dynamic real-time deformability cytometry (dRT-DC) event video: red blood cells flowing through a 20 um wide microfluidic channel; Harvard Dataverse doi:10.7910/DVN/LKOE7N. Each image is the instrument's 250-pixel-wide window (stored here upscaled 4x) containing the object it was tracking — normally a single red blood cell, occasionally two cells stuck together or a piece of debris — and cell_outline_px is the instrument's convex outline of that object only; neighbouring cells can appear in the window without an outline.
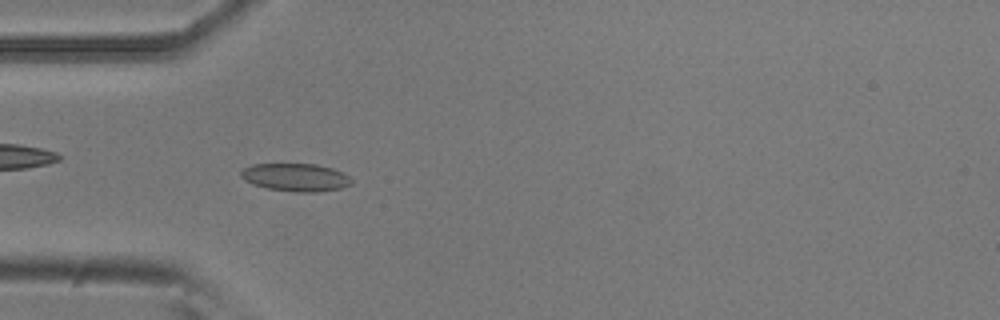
{"species": "common noctule bat (a hibernating species)", "species_latin": "Nyctalus noctula", "temperature_condition": "room temperature", "stored_images_in_passage": 52, "camera_frame_rate_fps": 3000, "um_per_image_px": 0.085, "animal": {"sex": "male", "body_mass_g": 20.5, "forearm_length_mm": 52.5}, "frame": {"image": 1, "passage_image": 15, "time_ms": 4.667, "image_size_px": [1000, 320], "cell_outline_px": [[352, 184], [340, 188], [316, 192], [292, 192], [268, 188], [252, 184], [244, 180], [240, 176], [240, 172], [244, 168], [252, 164], [316, 164], [332, 168], [344, 172], [352, 180]], "centroid_in_image_um": [25.13, 15.07], "position_along_channel_um": 59.9, "area_um2": 18.03}}
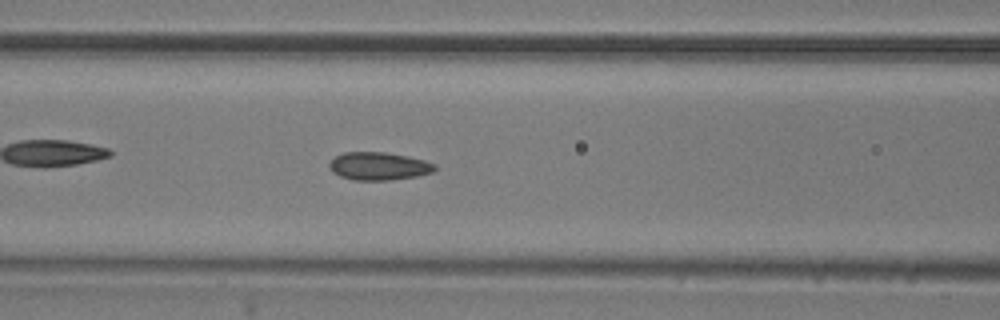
{"frame": {"image": 2, "passage_image": 21, "time_ms": 6.667, "image_size_px": [1000, 320], "cell_outline_px": [[436, 168], [432, 172], [416, 176], [392, 180], [352, 180], [340, 176], [332, 172], [328, 164], [336, 156], [344, 152], [384, 152], [408, 156], [424, 160], [436, 164]], "centroid_in_image_um": [32.19, 14.12], "position_along_channel_um": 134.4, "area_um2": 17.17}}
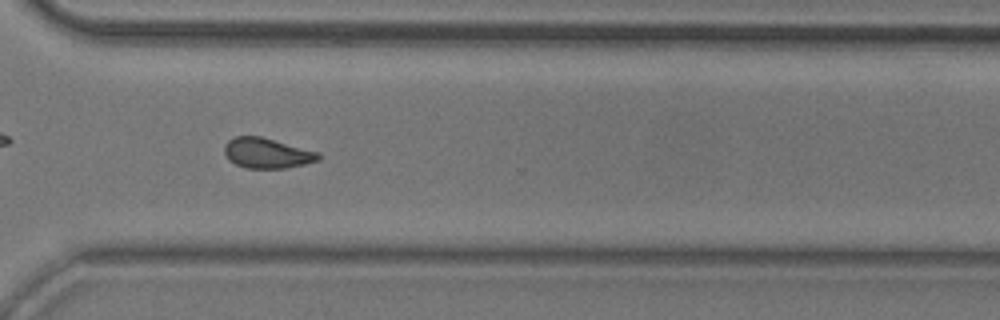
{"frame": {"image": 3, "passage_image": 38, "time_ms": 12.333, "image_size_px": [1000, 320], "cell_outline_px": [[320, 160], [304, 164], [284, 168], [244, 168], [228, 160], [224, 152], [224, 144], [228, 140], [236, 136], [260, 136], [320, 152]], "centroid_in_image_um": [22.68, 13.01], "position_along_channel_um": 347.9, "area_um2": 16.65}, "authors_computed_cell_mechanics": {"area_um2": 16.7909, "velocity_mm_per_s": 3.7795, "shape_relaxation_time_tau1_ms": 5.486, "shape_relaxation_time_tau2_ms": 1.1908, "deformation_change_tau1": 0.1165, "deformation_change_tau2": 0.0565}}